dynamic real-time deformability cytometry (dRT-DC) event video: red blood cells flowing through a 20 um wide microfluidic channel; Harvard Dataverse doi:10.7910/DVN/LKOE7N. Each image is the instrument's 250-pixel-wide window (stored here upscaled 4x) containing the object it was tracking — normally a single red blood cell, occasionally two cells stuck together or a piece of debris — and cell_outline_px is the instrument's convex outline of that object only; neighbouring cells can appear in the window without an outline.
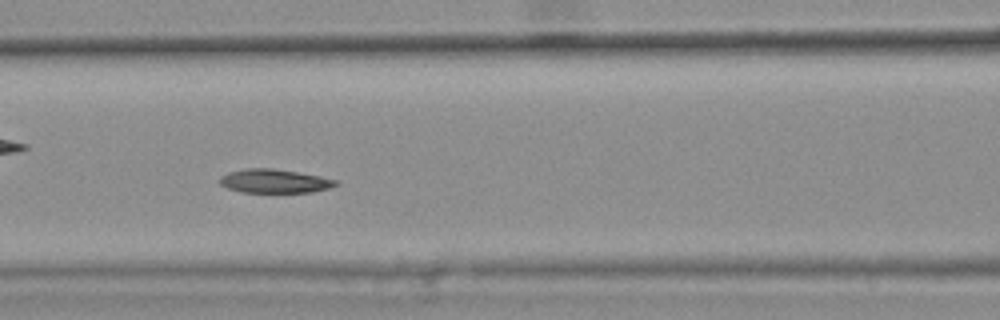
{"species": "common noctule bat (a hibernating species)", "species_latin": "Nyctalus noctula", "temperature_condition": "warm", "stored_images_in_passage": 33, "camera_frame_rate_fps": 3000, "um_per_image_px": 0.085, "animal": {"sex": "female", "body_mass_g": 25.1}, "frame": {"image": 1, "passage_image": 10, "time_ms": 3.0, "image_size_px": [1000, 320], "cell_outline_px": [[340, 184], [328, 188], [312, 192], [240, 192], [228, 188], [220, 184], [220, 176], [228, 172], [244, 168], [272, 168], [320, 176], [340, 180]], "centroid_in_image_um": [23.34, 15.39], "position_along_channel_um": 143.3, "area_um2": 16.13}, "authors_computed_cell_mechanics": {"area_um2": 16.5886, "velocity_mm_per_s": 3.7736, "shape_relaxation_time_tau1_ms": 9.2998, "shape_relaxation_time_tau2_ms": null, "deformation_change_tau1": 0.1717, "deformation_change_tau2": null}}